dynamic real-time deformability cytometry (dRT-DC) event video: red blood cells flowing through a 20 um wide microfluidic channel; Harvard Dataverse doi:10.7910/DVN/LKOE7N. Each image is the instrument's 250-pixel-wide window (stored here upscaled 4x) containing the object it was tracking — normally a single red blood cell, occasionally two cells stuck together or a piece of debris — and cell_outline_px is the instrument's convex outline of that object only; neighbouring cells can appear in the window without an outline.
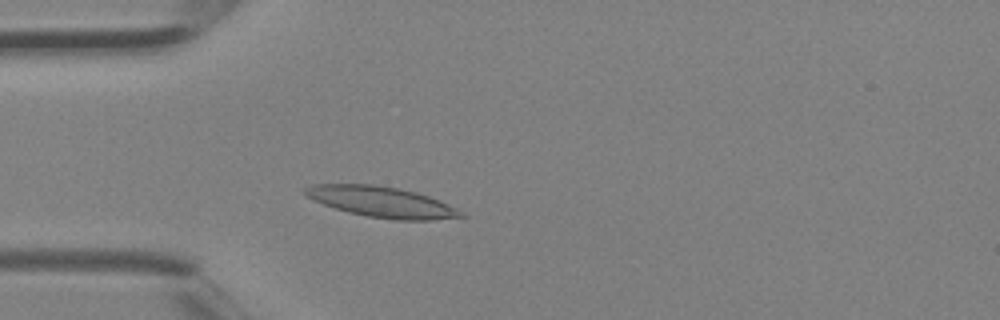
{"species": "Egyptian fruit bat (a non-hibernating species)", "species_latin": "Rousettus aegyptiacus", "temperature_condition": "room temperature", "stored_images_in_passage": 4, "camera_frame_rate_fps": 3000, "um_per_image_px": 0.085, "animal": {"sex": "female"}, "frame": {"image": 1, "passage_image": 4, "time_ms": 1.0, "image_size_px": [1000, 320], "cell_outline_px": [[468, 216], [432, 220], [396, 220], [368, 216], [348, 212], [324, 204], [308, 196], [304, 192], [304, 188], [312, 184], [372, 184], [400, 188], [416, 192], [440, 200], [464, 212]], "centroid_in_image_um": [32.5, 17.16], "position_along_channel_um": 52.5, "area_um2": 27.74}}